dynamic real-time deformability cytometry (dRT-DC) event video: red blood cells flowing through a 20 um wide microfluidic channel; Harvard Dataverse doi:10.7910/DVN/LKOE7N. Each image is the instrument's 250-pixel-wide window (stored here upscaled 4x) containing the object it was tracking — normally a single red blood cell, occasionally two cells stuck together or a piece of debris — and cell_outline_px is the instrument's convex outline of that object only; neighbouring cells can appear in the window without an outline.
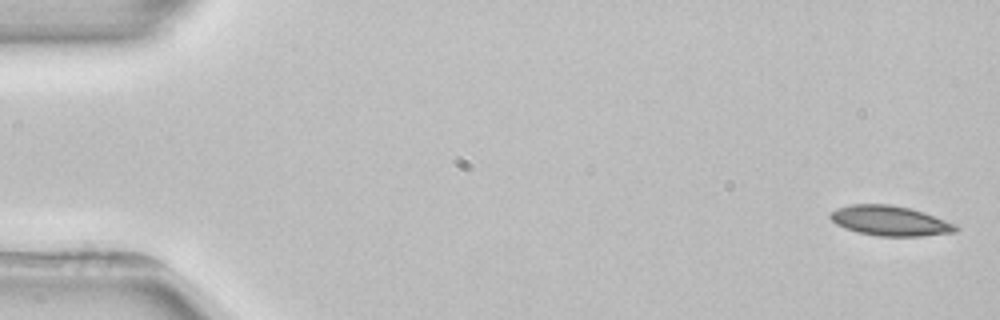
{"species": "common noctule bat (a hibernating species)", "species_latin": "Nyctalus noctula", "temperature_condition": "room temperature", "stored_images_in_passage": 5, "segment_of_instrument_passage": [2, 2], "camera_frame_rate_fps": 3000, "um_per_image_px": 0.085, "animal": {"sex": "female", "body_mass_g": 22.7, "forearm_length_mm": 54.2}, "frame": {"image": 1, "passage_image": 5, "time_ms": 7.333, "image_size_px": [1000, 320], "cell_outline_px": [[960, 228], [956, 232], [920, 236], [876, 236], [844, 228], [836, 224], [828, 216], [836, 208], [852, 204], [892, 204], [924, 212], [956, 224]], "centroid_in_image_um": [75.66, 18.76], "position_along_channel_um": 9.3, "area_um2": 21.91}}